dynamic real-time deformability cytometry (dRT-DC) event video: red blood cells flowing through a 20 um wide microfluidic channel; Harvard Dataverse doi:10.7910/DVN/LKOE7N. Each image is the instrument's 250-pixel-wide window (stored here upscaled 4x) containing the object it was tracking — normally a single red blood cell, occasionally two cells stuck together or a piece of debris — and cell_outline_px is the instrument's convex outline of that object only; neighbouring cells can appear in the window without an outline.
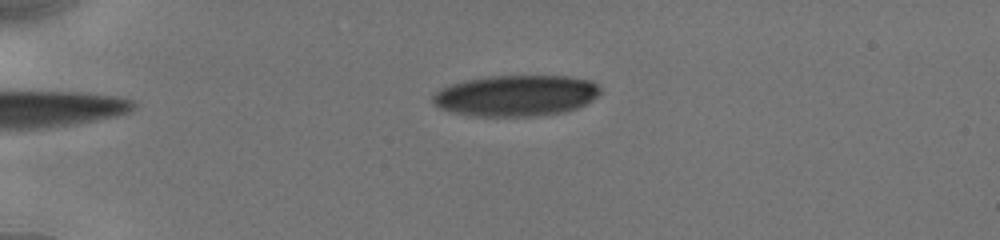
{"species": "human", "species_latin": "Homo sapiens", "temperature_condition": "cold", "stored_images_in_passage": 39, "camera_frame_rate_fps": 3000, "um_per_image_px": 0.085, "donor": {"sex": "male"}, "frame": {"image": 1, "passage_image": 1, "time_ms": 0.0, "image_size_px": [1000, 240], "cell_outline_px": [[600, 92], [592, 100], [576, 108], [564, 112], [536, 116], [472, 116], [452, 112], [440, 108], [432, 104], [432, 96], [440, 88], [448, 84], [464, 80], [488, 76], [568, 76], [588, 80], [596, 84], [600, 88]], "centroid_in_image_um": [43.8, 8.13], "position_along_channel_um": 41.2, "area_um2": 40.23}}
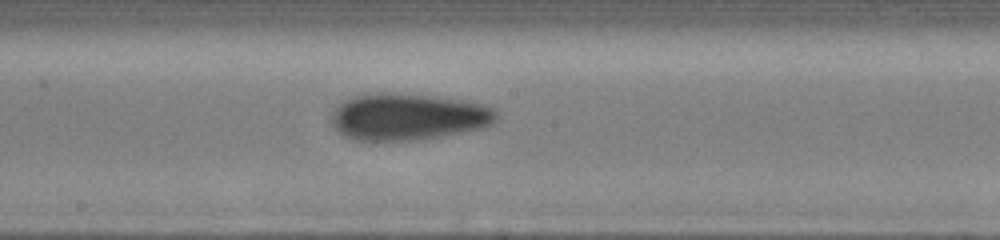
{"frame": {"image": 2, "passage_image": 17, "time_ms": 5.667, "image_size_px": [1000, 240], "cell_outline_px": [[496, 116], [492, 124], [484, 128], [416, 140], [352, 140], [344, 136], [332, 128], [328, 120], [332, 112], [344, 100], [368, 92], [400, 92], [436, 96], [464, 100], [480, 104], [492, 108], [496, 112]], "centroid_in_image_um": [34.6, 9.91], "position_along_channel_um": 213.6, "area_um2": 45.43}}
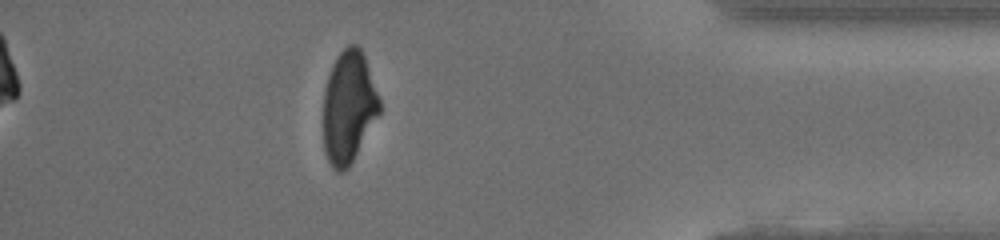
{"frame": {"image": 3, "passage_image": 34, "time_ms": 11.333, "image_size_px": [1000, 240], "cell_outline_px": [[380, 112], [348, 168], [340, 172], [336, 172], [332, 168], [324, 152], [324, 88], [332, 64], [340, 52], [348, 44], [356, 44], [360, 48], [364, 56], [380, 100]], "centroid_in_image_um": [29.61, 9.1], "position_along_channel_um": 405.6, "area_um2": 36.41}, "authors_computed_cell_mechanics": {"area_um2": 42.5408, "velocity_mm_per_s": 3.9291, "shape_relaxation_time_tau1_ms": 4.5338, "shape_relaxation_time_tau2_ms": 3.5814, "deformation_change_tau1": 0.1418, "deformation_change_tau2": 0.1018}}